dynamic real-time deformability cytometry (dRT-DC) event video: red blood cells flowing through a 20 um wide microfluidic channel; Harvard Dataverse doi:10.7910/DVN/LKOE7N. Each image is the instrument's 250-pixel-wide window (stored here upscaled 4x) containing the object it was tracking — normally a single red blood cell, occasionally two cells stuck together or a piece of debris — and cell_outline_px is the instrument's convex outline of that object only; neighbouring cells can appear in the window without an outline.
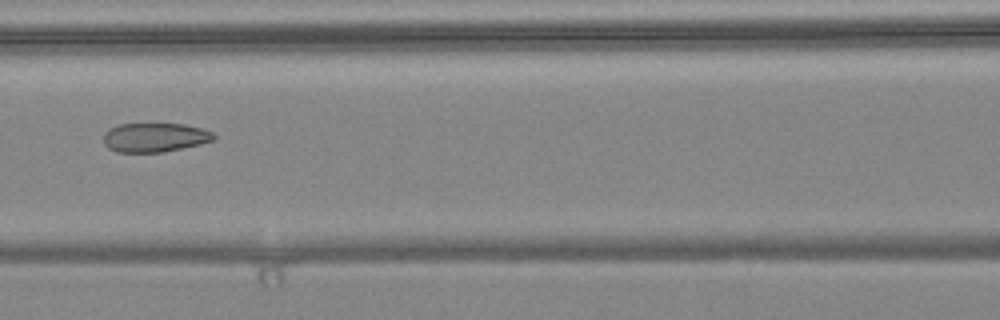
{"species": "common noctule bat (a hibernating species)", "species_latin": "Nyctalus noctula", "temperature_condition": "warm", "stored_images_in_passage": 6, "camera_frame_rate_fps": 3000, "um_per_image_px": 0.085, "animal": {"sex": "female", "body_mass_g": 24.6, "forearm_length_mm": 56.2}, "frame": {"image": 1, "passage_image": 6, "time_ms": 1.667, "image_size_px": [1000, 320], "cell_outline_px": [[216, 136], [212, 140], [200, 144], [164, 152], [116, 152], [108, 148], [104, 144], [104, 132], [108, 128], [120, 124], [184, 124], [200, 128], [212, 132]], "centroid_in_image_um": [13.12, 11.68], "position_along_channel_um": 153.5, "area_um2": 18.67}}